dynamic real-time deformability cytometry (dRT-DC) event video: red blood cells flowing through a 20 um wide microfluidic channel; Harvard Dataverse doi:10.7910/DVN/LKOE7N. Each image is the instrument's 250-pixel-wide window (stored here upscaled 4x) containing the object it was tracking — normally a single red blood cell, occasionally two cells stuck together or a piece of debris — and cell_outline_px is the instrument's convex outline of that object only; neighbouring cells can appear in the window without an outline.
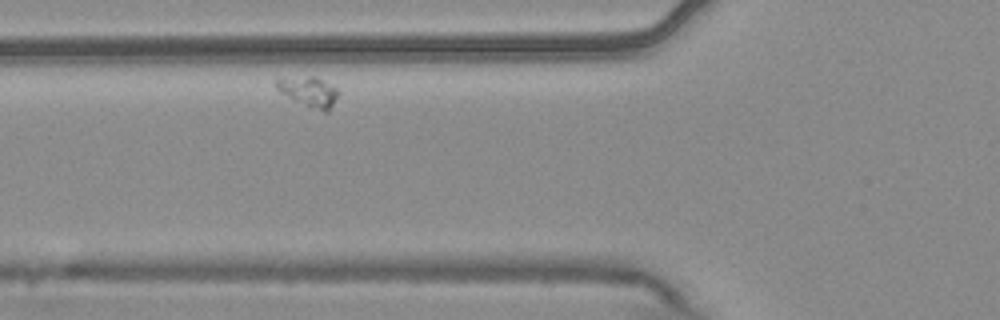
{"species": "common noctule bat (a hibernating species)", "species_latin": "Nyctalus noctula", "temperature_condition": "warm", "stored_images_in_passage": 2, "camera_frame_rate_fps": 3000, "um_per_image_px": 0.085, "animal": {"sex": "male", "body_mass_g": 20.4}, "frame": {"image": 1, "passage_image": 2, "time_ms": 0.333, "image_size_px": [1000, 320], "cell_outline_px": [[340, 92], [328, 112], [324, 112], [292, 100], [280, 92], [276, 88], [276, 76], [316, 76], [336, 88]], "centroid_in_image_um": [26.2, 7.75], "position_along_channel_um": 99.6, "area_um2": 11.1}}